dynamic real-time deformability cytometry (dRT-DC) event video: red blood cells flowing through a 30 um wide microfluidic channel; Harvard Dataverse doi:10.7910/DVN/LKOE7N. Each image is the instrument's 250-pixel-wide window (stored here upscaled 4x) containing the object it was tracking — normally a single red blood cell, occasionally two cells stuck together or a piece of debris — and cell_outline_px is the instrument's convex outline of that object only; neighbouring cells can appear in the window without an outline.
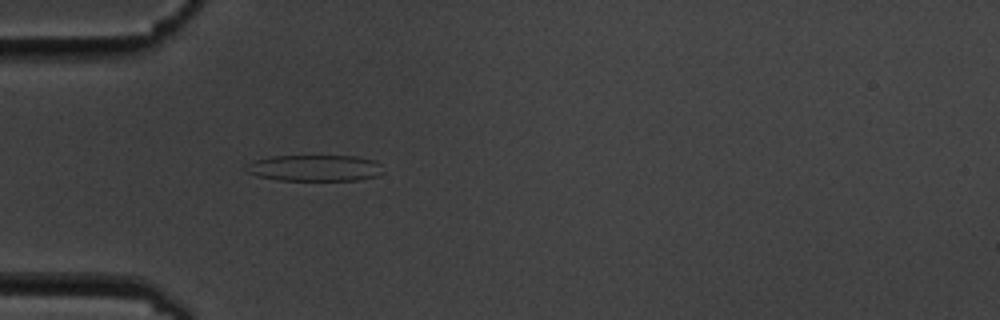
{"species": "common noctule bat (a hibernating species)", "species_latin": "Nyctalus noctula", "temperature_condition": "cold", "stored_images_in_passage": 2, "camera_frame_rate_fps": 3000, "um_per_image_px": 0.085, "animal": {"sex": "male", "body_mass_g": 19.5, "forearm_length_mm": 54.6}, "frame": {"image": 1, "passage_image": 2, "time_ms": 1.0, "image_size_px": [1000, 320], "cell_outline_px": [[384, 172], [380, 176], [360, 180], [280, 180], [256, 176], [248, 172], [244, 168], [252, 160], [272, 156], [356, 156], [376, 160], [380, 164]], "centroid_in_image_um": [26.79, 14.28], "position_along_channel_um": 58.2, "area_um2": 21.27}}